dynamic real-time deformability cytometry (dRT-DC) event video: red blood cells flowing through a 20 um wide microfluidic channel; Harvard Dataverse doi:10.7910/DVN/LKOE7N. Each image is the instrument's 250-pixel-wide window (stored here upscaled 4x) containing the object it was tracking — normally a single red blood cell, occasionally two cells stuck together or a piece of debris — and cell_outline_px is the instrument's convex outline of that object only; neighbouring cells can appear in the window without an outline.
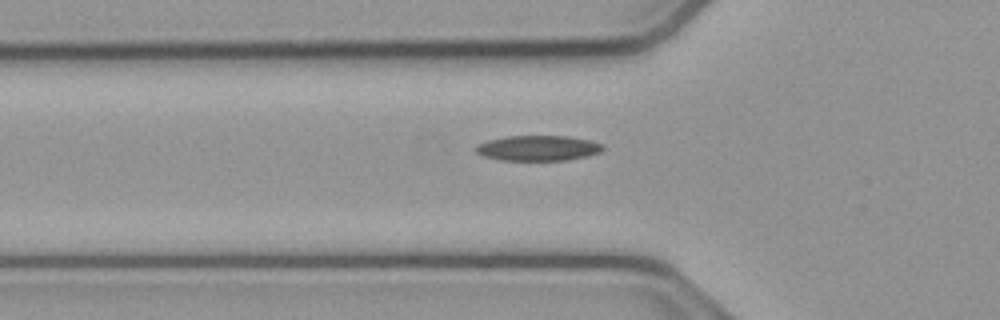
{"species": "common noctule bat (a hibernating species)", "species_latin": "Nyctalus noctula", "temperature_condition": "cold", "stored_images_in_passage": 33, "camera_frame_rate_fps": 3000, "um_per_image_px": 0.085, "animal": {"sex": "male", "body_mass_g": 23.1, "forearm_length_mm": 52.7}, "frame": {"image": 1, "passage_image": 5, "time_ms": 1.333, "image_size_px": [1000, 320], "cell_outline_px": [[604, 148], [600, 152], [588, 156], [564, 160], [500, 160], [484, 156], [476, 152], [472, 148], [476, 144], [488, 140], [508, 136], [568, 136], [592, 140], [604, 144]], "centroid_in_image_um": [45.73, 12.58], "position_along_channel_um": 80.1, "area_um2": 18.9}}
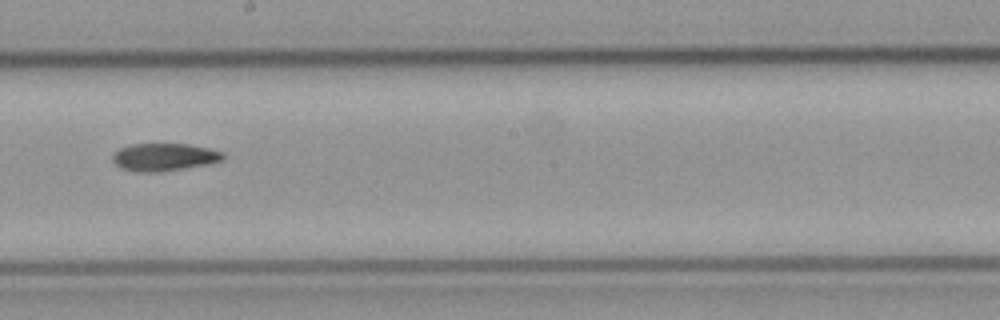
{"frame": {"image": 2, "passage_image": 17, "time_ms": 5.333, "image_size_px": [1000, 320], "cell_outline_px": [[224, 156], [220, 160], [204, 164], [156, 172], [136, 172], [120, 168], [112, 160], [112, 156], [120, 148], [132, 144], [188, 144], [208, 148], [224, 152]], "centroid_in_image_um": [13.9, 13.34], "position_along_channel_um": 234.3, "area_um2": 17.4}}
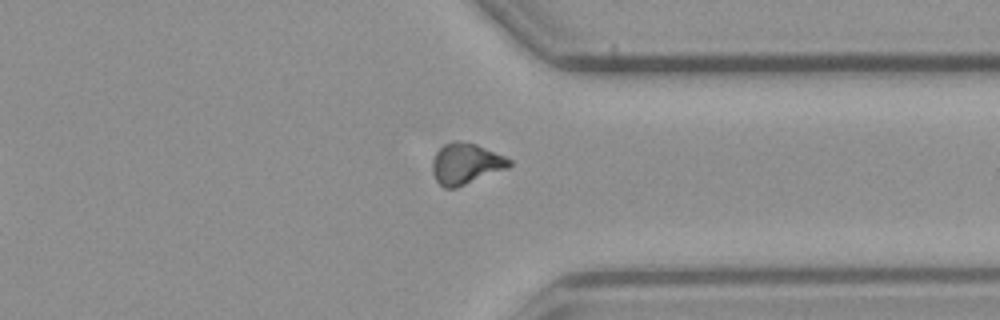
{"frame": {"image": 3, "passage_image": 28, "time_ms": 9.0, "image_size_px": [1000, 320], "cell_outline_px": [[512, 164], [508, 168], [456, 188], [444, 188], [436, 180], [432, 172], [432, 160], [436, 152], [444, 144], [452, 140], [460, 140], [476, 144], [504, 156], [512, 160]], "centroid_in_image_um": [39.58, 13.91], "position_along_channel_um": 371.8, "area_um2": 18.44}}